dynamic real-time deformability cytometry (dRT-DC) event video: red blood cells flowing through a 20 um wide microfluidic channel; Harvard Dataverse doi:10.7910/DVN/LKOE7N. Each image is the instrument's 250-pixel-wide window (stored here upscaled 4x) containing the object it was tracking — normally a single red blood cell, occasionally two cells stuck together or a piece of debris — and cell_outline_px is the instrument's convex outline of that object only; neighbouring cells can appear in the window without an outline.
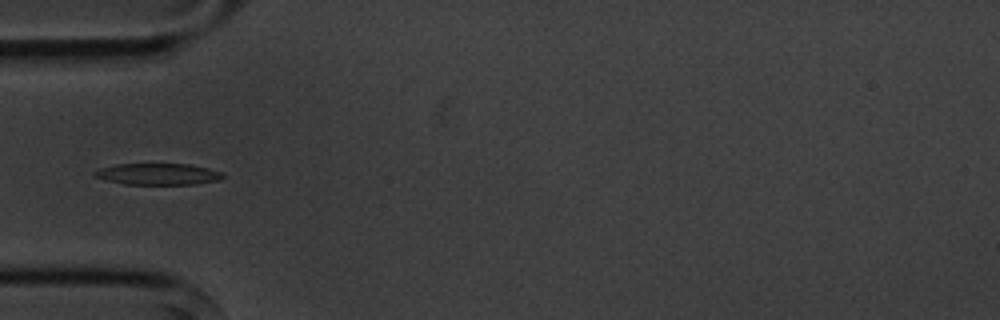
{"species": "common noctule bat (a hibernating species)", "species_latin": "Nyctalus noctula", "temperature_condition": "cold", "stored_images_in_passage": 5, "camera_frame_rate_fps": 3000, "um_per_image_px": 0.085, "animal": {"sex": "male", "body_mass_g": 20.1, "forearm_length_mm": 53.5}, "frame": {"image": 1, "passage_image": 5, "time_ms": 4.333, "image_size_px": [1000, 320], "cell_outline_px": [[224, 176], [220, 180], [196, 184], [124, 184], [104, 180], [92, 176], [92, 172], [100, 168], [116, 164], [188, 164], [208, 168], [224, 172]], "centroid_in_image_um": [13.41, 14.8], "position_along_channel_um": 71.6, "area_um2": 16.18}}